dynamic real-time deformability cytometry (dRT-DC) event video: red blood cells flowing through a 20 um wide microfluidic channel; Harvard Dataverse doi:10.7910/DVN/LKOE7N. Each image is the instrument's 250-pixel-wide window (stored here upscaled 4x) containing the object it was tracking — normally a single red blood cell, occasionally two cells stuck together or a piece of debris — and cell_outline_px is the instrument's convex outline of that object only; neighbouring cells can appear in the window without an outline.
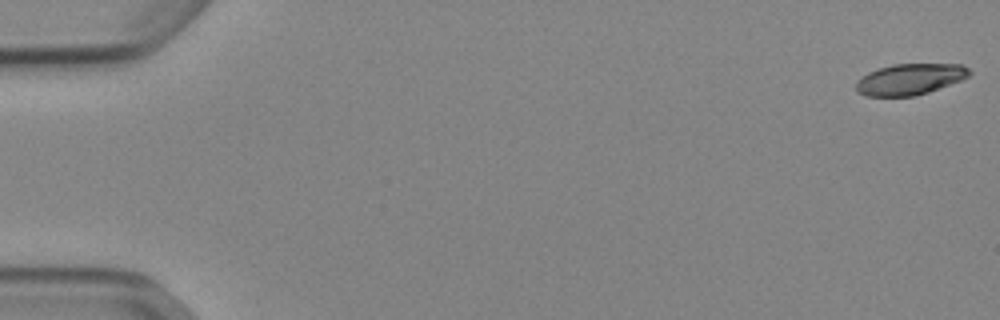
{"species": "Egyptian fruit bat (a non-hibernating species)", "species_latin": "Rousettus aegyptiacus", "temperature_condition": "cold", "stored_images_in_passage": 53, "camera_frame_rate_fps": 3000, "um_per_image_px": 0.085, "animal": {"sex": "female"}, "frame": {"image": 1, "passage_image": 1, "time_ms": 0.0, "image_size_px": [1000, 320], "cell_outline_px": [[972, 72], [968, 76], [960, 80], [928, 92], [916, 96], [864, 96], [856, 92], [856, 80], [868, 72], [892, 64], [960, 64], [968, 68]], "centroid_in_image_um": [77.3, 6.74], "position_along_channel_um": 7.7, "area_um2": 20.52}}
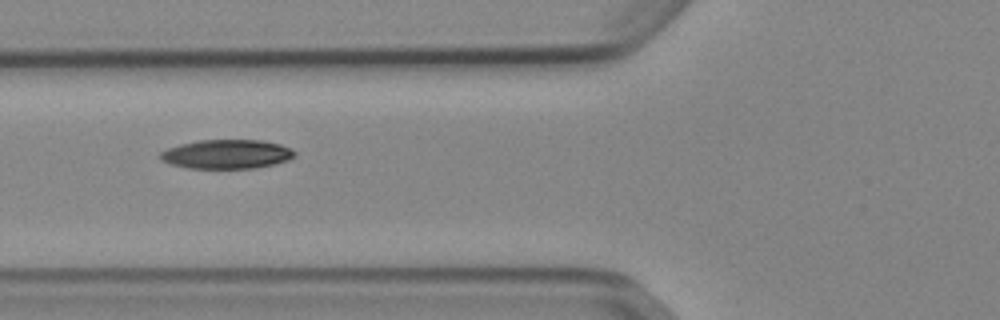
{"frame": {"image": 2, "passage_image": 21, "time_ms": 6.667, "image_size_px": [1000, 320], "cell_outline_px": [[296, 156], [288, 160], [272, 164], [252, 168], [188, 168], [172, 164], [160, 160], [160, 152], [168, 148], [180, 144], [200, 140], [260, 140], [280, 144], [292, 148], [296, 152]], "centroid_in_image_um": [19.28, 13.1], "position_along_channel_um": 106.5, "area_um2": 22.72}}
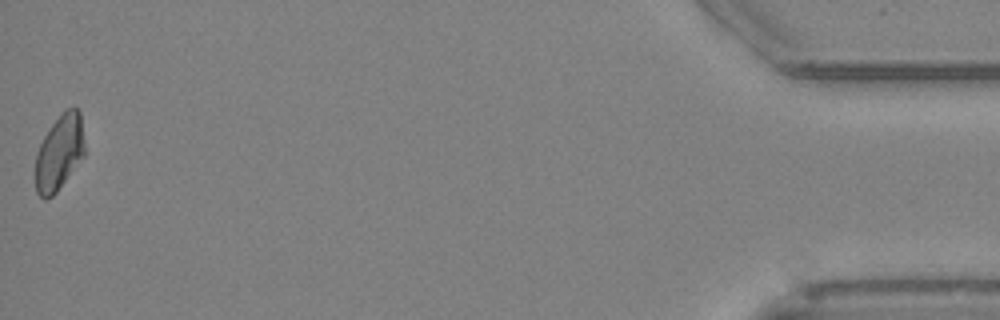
{"frame": {"image": 3, "passage_image": 53, "time_ms": 17.333, "image_size_px": [1000, 320], "cell_outline_px": [[84, 156], [56, 192], [52, 196], [44, 200], [36, 192], [36, 152], [44, 136], [52, 124], [68, 108], [76, 108], [80, 112], [84, 144]], "centroid_in_image_um": [5.04, 13.0], "position_along_channel_um": 430.2, "area_um2": 21.21}, "authors_computed_cell_mechanics": {"area_um2": 22.1374, "velocity_mm_per_s": 3.8839, "shape_relaxation_time_tau1_ms": 4.8512, "shape_relaxation_time_tau2_ms": 9.4752, "deformation_change_tau1": 0.119, "deformation_change_tau2": 0.1353}}